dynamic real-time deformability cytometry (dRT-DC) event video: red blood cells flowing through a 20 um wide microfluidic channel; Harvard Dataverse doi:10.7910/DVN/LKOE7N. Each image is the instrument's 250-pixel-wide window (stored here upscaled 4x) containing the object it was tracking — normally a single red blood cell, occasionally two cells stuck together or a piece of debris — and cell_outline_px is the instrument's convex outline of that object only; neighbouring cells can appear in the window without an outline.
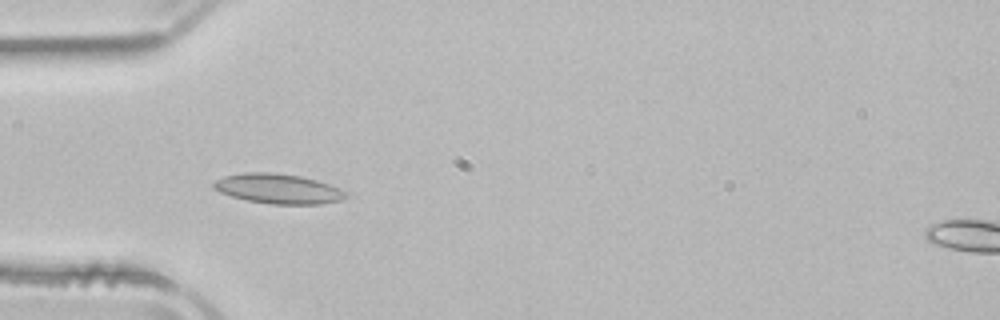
{"species": "common noctule bat (a hibernating species)", "species_latin": "Nyctalus noctula", "temperature_condition": "room temperature", "stored_images_in_passage": 37, "camera_frame_rate_fps": 3000, "um_per_image_px": 0.085, "animal": {"sex": "male", "body_mass_g": 21.5, "forearm_length_mm": 52.0}, "frame": {"image": 1, "passage_image": 1, "time_ms": 0.0, "image_size_px": [1000, 320], "cell_outline_px": [[348, 196], [340, 200], [320, 204], [272, 204], [248, 200], [232, 196], [220, 192], [212, 188], [212, 184], [216, 180], [224, 176], [244, 172], [272, 172], [300, 176], [316, 180], [340, 188], [348, 192]], "centroid_in_image_um": [23.65, 16.04], "position_along_channel_um": 61.4, "area_um2": 22.95}}
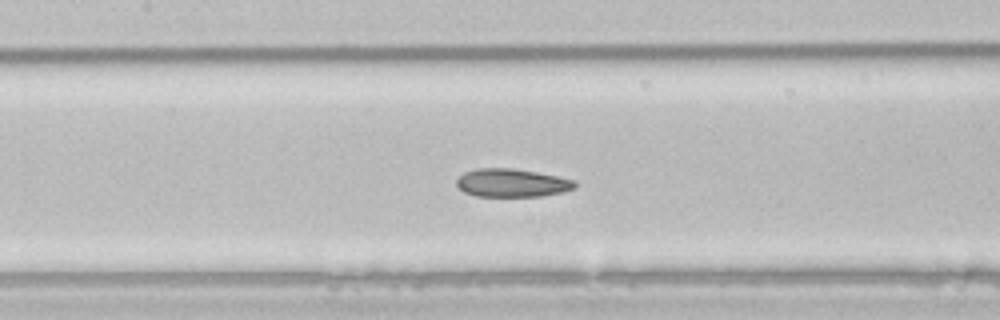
{"frame": {"image": 2, "passage_image": 9, "time_ms": 2.667, "image_size_px": [1000, 320], "cell_outline_px": [[576, 188], [564, 192], [540, 196], [476, 196], [464, 192], [456, 184], [456, 180], [464, 172], [476, 168], [512, 168], [536, 172], [576, 180]], "centroid_in_image_um": [43.52, 15.54], "position_along_channel_um": 163.9, "area_um2": 19.48}}
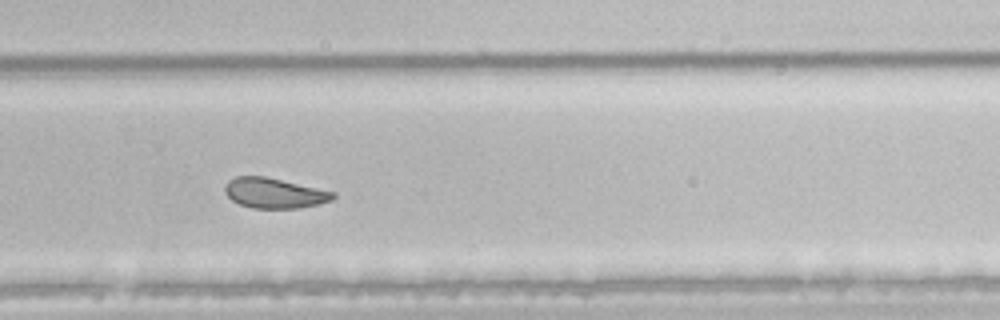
{"frame": {"image": 3, "passage_image": 20, "time_ms": 6.333, "image_size_px": [1000, 320], "cell_outline_px": [[336, 196], [332, 200], [320, 204], [300, 208], [252, 208], [240, 204], [232, 200], [224, 192], [224, 184], [228, 180], [236, 176], [264, 176], [336, 192]], "centroid_in_image_um": [23.31, 16.41], "position_along_channel_um": 306.5, "area_um2": 19.13}, "authors_computed_cell_mechanics": {"area_um2": 20.1144, "velocity_mm_per_s": 3.9089, "shape_relaxation_time_tau1_ms": 5.6277, "shape_relaxation_time_tau2_ms": 2.4448, "deformation_change_tau1": 0.1335, "deformation_change_tau2": 0.0531}}